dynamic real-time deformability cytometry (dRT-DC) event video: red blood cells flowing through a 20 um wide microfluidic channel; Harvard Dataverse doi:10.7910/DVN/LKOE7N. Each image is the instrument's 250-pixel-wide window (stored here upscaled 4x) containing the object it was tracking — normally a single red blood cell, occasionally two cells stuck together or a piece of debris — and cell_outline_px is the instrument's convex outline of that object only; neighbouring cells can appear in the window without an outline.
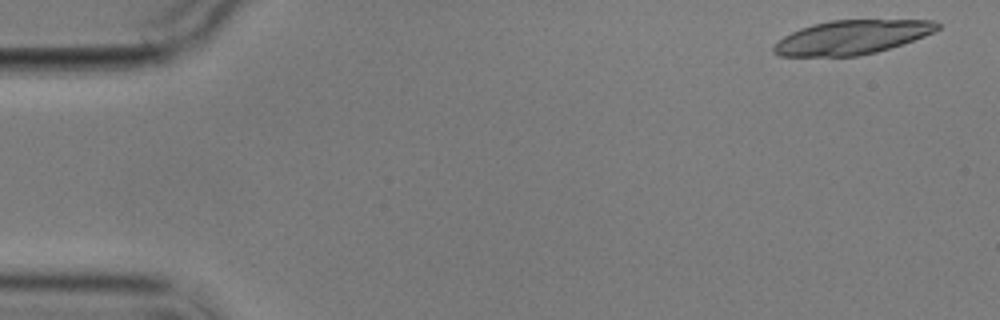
{"species": "common noctule bat (a hibernating species)", "species_latin": "Nyctalus noctula", "temperature_condition": "cold", "stored_images_in_passage": 5, "camera_frame_rate_fps": 3000, "um_per_image_px": 0.085, "animal": {"sex": "male", "body_mass_g": 17.9}, "frame": {"image": 1, "passage_image": 1, "time_ms": 0.0, "image_size_px": [1000, 320], "cell_outline_px": [[940, 28], [924, 36], [876, 52], [856, 56], [780, 56], [772, 52], [772, 48], [784, 36], [800, 28], [812, 24], [832, 20], [936, 20], [940, 24]], "centroid_in_image_um": [72.39, 3.16], "position_along_channel_um": 12.6, "area_um2": 32.19}}